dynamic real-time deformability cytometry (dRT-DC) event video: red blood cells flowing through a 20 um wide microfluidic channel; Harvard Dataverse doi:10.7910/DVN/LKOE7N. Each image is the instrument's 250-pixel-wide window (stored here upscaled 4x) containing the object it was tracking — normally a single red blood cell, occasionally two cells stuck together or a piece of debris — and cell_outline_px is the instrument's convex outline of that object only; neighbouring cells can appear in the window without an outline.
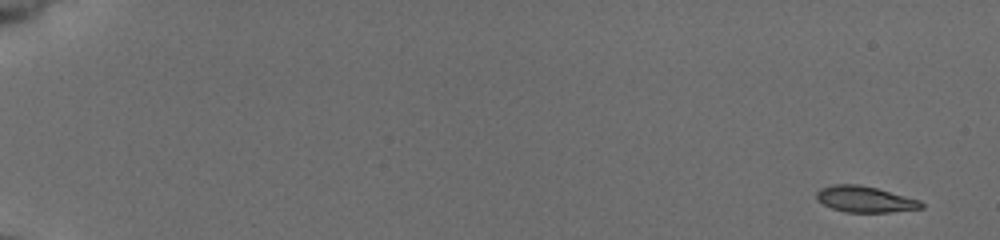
{"species": "common noctule bat (a hibernating species)", "species_latin": "Nyctalus noctula", "temperature_condition": "cold", "stored_images_in_passage": 53, "camera_frame_rate_fps": 3000, "um_per_image_px": 0.085, "animal": {"sex": "female", "body_mass_g": 19.5, "forearm_length_mm": 54.1}, "frame": {"image": 1, "passage_image": 1, "time_ms": 0.0, "image_size_px": [1000, 240], "cell_outline_px": [[924, 208], [892, 212], [844, 212], [832, 208], [816, 200], [816, 192], [820, 188], [832, 184], [860, 184], [876, 188], [920, 200], [924, 204]], "centroid_in_image_um": [73.51, 16.93], "position_along_channel_um": 11.5, "area_um2": 16.01}}
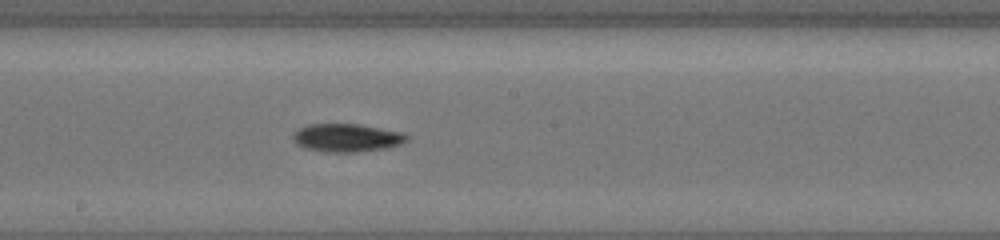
{"frame": {"image": 2, "passage_image": 31, "time_ms": 10.0, "image_size_px": [1000, 240], "cell_outline_px": [[408, 140], [400, 144], [388, 148], [356, 152], [324, 152], [308, 148], [296, 144], [292, 140], [292, 136], [300, 128], [308, 124], [360, 124], [404, 132], [408, 136]], "centroid_in_image_um": [29.51, 11.71], "position_along_channel_um": 218.7, "area_um2": 18.73}}
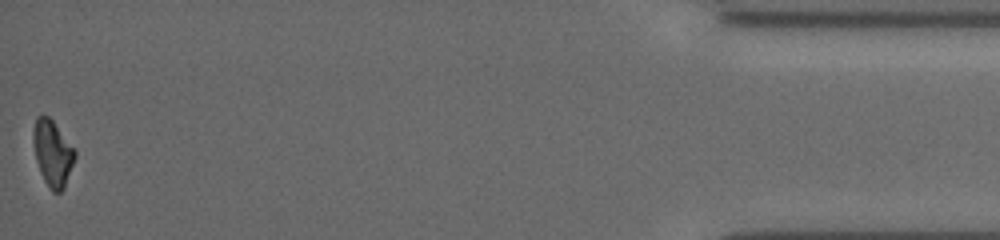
{"frame": {"image": 3, "passage_image": 53, "time_ms": 17.333, "image_size_px": [1000, 240], "cell_outline_px": [[76, 156], [64, 188], [60, 192], [52, 192], [48, 188], [40, 172], [36, 160], [32, 140], [32, 132], [36, 116], [48, 116], [52, 120], [76, 152]], "centroid_in_image_um": [4.44, 13.04], "position_along_channel_um": 430.8, "area_um2": 15.9}, "authors_computed_cell_mechanics": {"area_um2": 17.051, "velocity_mm_per_s": 3.9253, "shape_relaxation_time_tau1_ms": 3.4513, "shape_relaxation_time_tau2_ms": null, "deformation_change_tau1": 0.1195, "deformation_change_tau2": null}}